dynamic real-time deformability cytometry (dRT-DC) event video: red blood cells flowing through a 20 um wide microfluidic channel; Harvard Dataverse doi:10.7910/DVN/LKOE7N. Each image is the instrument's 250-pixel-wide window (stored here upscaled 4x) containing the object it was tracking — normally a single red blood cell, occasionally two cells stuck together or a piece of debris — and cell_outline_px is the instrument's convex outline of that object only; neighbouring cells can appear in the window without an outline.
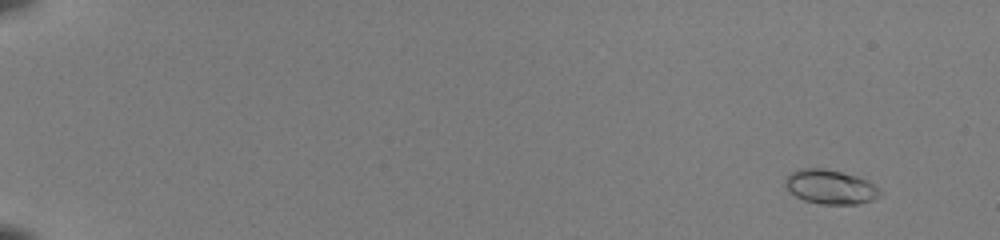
{"species": "common noctule bat (a hibernating species)", "species_latin": "Nyctalus noctula", "temperature_condition": "room temperature", "stored_images_in_passage": 51, "camera_frame_rate_fps": 3000, "um_per_image_px": 0.085, "animal": {"sex": "female", "body_mass_g": 22.0, "forearm_length_mm": 56.7}, "frame": {"image": 1, "passage_image": 3, "time_ms": 0.667, "image_size_px": [1000, 240], "cell_outline_px": [[884, 192], [880, 196], [872, 200], [860, 204], [820, 204], [804, 200], [788, 192], [784, 184], [784, 180], [792, 172], [800, 168], [824, 168], [856, 176], [868, 180]], "centroid_in_image_um": [70.59, 15.89], "position_along_channel_um": 14.4, "area_um2": 19.13}}
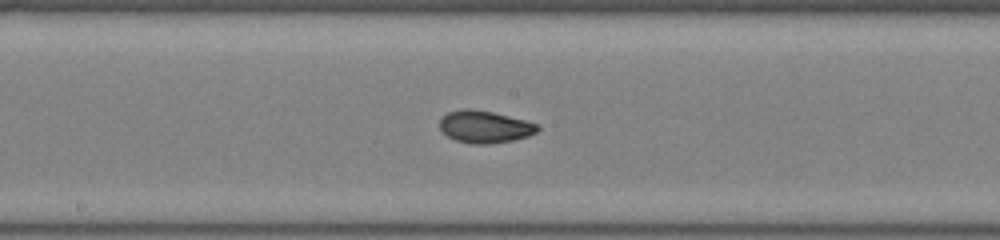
{"frame": {"image": 2, "passage_image": 30, "time_ms": 9.667, "image_size_px": [1000, 240], "cell_outline_px": [[540, 128], [536, 132], [528, 136], [512, 140], [488, 144], [472, 144], [456, 140], [448, 136], [440, 128], [440, 120], [448, 112], [464, 108], [468, 108], [492, 112], [540, 124]], "centroid_in_image_um": [41.22, 10.77], "position_along_channel_um": 207.0, "area_um2": 18.21}}
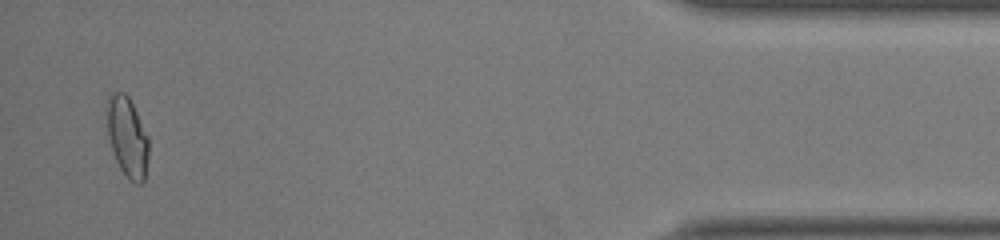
{"frame": {"image": 3, "passage_image": 50, "time_ms": 16.333, "image_size_px": [1000, 240], "cell_outline_px": [[148, 160], [144, 180], [140, 184], [136, 184], [128, 180], [120, 168], [116, 160], [108, 136], [104, 108], [108, 96], [112, 92], [124, 92], [128, 96], [148, 136]], "centroid_in_image_um": [10.79, 11.62], "position_along_channel_um": 424.4, "area_um2": 19.77}, "authors_computed_cell_mechanics": {"area_um2": 18.1492, "velocity_mm_per_s": 4.1054, "shape_relaxation_time_tau1_ms": 3.0731, "shape_relaxation_time_tau2_ms": 1.8033, "deformation_change_tau1": 0.1305, "deformation_change_tau2": 0.0497}}